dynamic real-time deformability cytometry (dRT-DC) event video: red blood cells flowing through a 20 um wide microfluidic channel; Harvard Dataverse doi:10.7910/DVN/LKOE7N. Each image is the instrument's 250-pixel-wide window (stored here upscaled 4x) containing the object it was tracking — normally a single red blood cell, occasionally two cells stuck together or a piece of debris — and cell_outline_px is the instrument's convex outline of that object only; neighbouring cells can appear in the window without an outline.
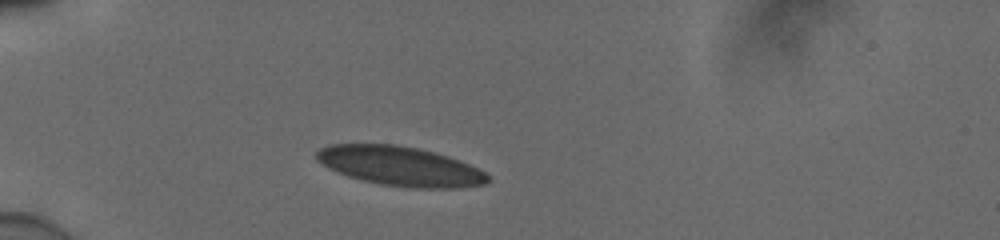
{"species": "human", "species_latin": "Homo sapiens", "temperature_condition": "cold", "stored_images_in_passage": 38, "camera_frame_rate_fps": 3000, "um_per_image_px": 0.085, "donor": {"sex": "male"}, "frame": {"image": 1, "passage_image": 1, "time_ms": 0.0, "image_size_px": [1000, 240], "cell_outline_px": [[488, 180], [484, 184], [460, 188], [408, 188], [380, 184], [348, 176], [328, 168], [316, 160], [316, 152], [320, 148], [328, 144], [396, 144], [436, 152], [460, 160], [484, 172], [488, 176]], "centroid_in_image_um": [33.99, 14.12], "position_along_channel_um": 51.0, "area_um2": 39.3}}
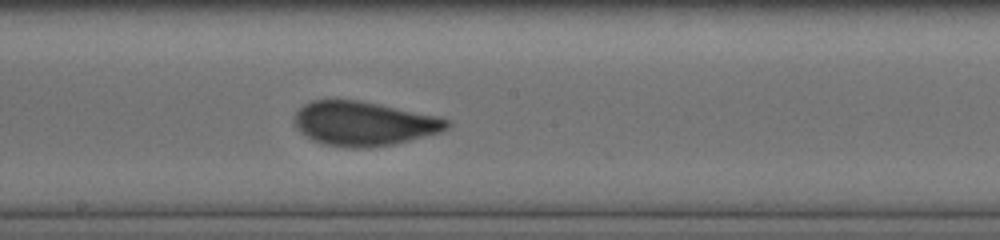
{"frame": {"image": 2, "passage_image": 16, "time_ms": 5.0, "image_size_px": [1000, 240], "cell_outline_px": [[452, 124], [448, 128], [440, 132], [392, 144], [368, 148], [348, 148], [324, 144], [312, 140], [300, 132], [296, 128], [292, 120], [296, 112], [304, 104], [312, 100], [360, 100], [436, 116], [448, 120]], "centroid_in_image_um": [30.87, 10.51], "position_along_channel_um": 217.3, "area_um2": 39.25}}
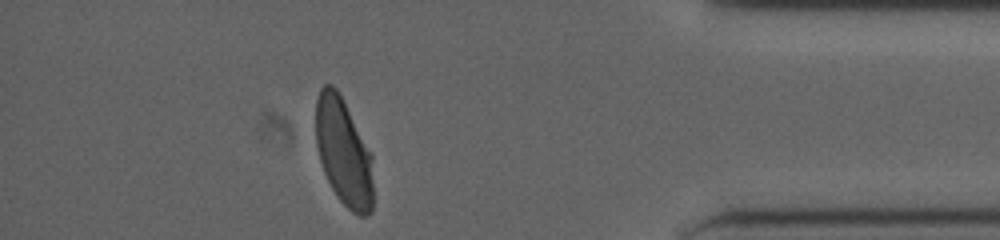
{"frame": {"image": 3, "passage_image": 33, "time_ms": 10.667, "image_size_px": [1000, 240], "cell_outline_px": [[372, 212], [368, 216], [360, 216], [352, 212], [340, 200], [332, 188], [324, 172], [320, 160], [316, 144], [316, 100], [320, 88], [324, 84], [332, 84], [336, 88], [372, 156]], "centroid_in_image_um": [29.19, 12.95], "position_along_channel_um": 406.0, "area_um2": 35.43}, "authors_computed_cell_mechanics": {"area_um2": 38.4948, "velocity_mm_per_s": 3.8754, "shape_relaxation_time_tau1_ms": 6.9905, "shape_relaxation_time_tau2_ms": null, "deformation_change_tau1": 0.1808, "deformation_change_tau2": null}}